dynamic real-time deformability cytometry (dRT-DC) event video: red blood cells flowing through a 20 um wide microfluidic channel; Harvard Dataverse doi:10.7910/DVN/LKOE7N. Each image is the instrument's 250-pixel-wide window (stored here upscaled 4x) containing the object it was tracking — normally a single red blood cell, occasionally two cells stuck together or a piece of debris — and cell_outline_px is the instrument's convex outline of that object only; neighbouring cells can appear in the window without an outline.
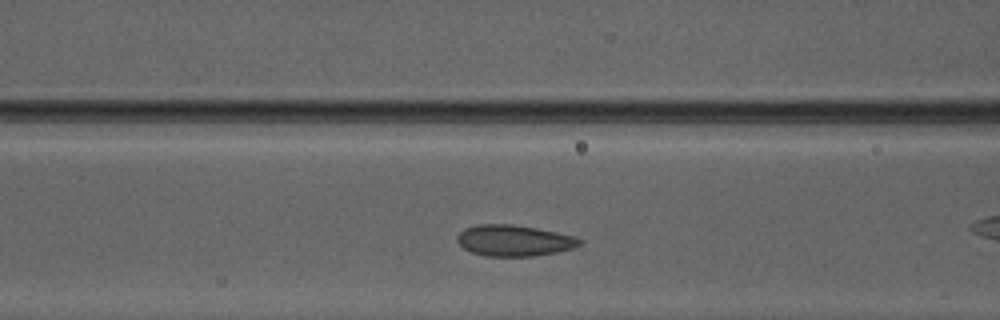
{"species": "Egyptian fruit bat (a non-hibernating species)", "species_latin": "Rousettus aegyptiacus", "temperature_condition": "warm", "stored_images_in_passage": 25, "camera_frame_rate_fps": 3000, "um_per_image_px": 0.085, "animal": {"sex": "male"}, "frame": {"image": 1, "passage_image": 14, "time_ms": 4.333, "image_size_px": [1000, 320], "cell_outline_px": [[584, 240], [580, 244], [572, 248], [556, 252], [536, 256], [484, 256], [472, 252], [464, 248], [456, 240], [456, 236], [464, 228], [476, 224], [512, 224], [536, 228], [576, 236]], "centroid_in_image_um": [43.69, 20.44], "position_along_channel_um": 122.9, "area_um2": 22.31}}
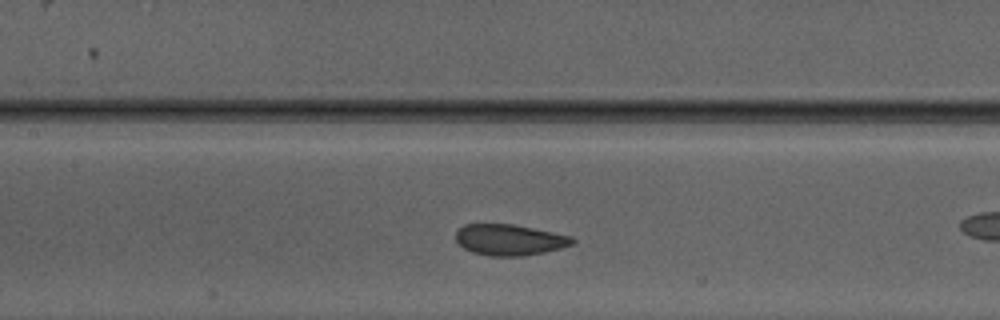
{"frame": {"image": 2, "passage_image": 17, "time_ms": 5.333, "image_size_px": [1000, 320], "cell_outline_px": [[576, 240], [572, 244], [560, 248], [544, 252], [524, 256], [488, 256], [472, 252], [464, 248], [456, 240], [456, 232], [464, 224], [512, 224], [572, 236]], "centroid_in_image_um": [43.3, 20.39], "position_along_channel_um": 164.1, "area_um2": 20.98}}